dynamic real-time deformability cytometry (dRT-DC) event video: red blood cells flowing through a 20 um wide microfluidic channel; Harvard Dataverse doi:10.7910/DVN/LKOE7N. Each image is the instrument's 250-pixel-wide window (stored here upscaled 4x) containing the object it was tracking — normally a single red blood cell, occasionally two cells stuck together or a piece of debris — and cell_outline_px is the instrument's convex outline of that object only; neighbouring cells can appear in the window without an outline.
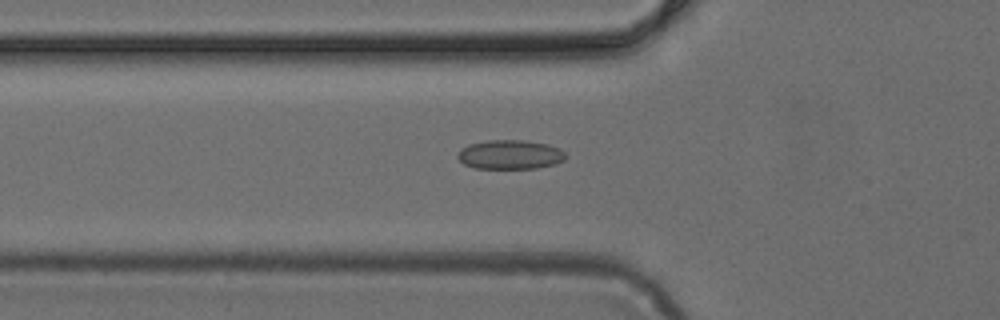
{"species": "common noctule bat (a hibernating species)", "species_latin": "Nyctalus noctula", "temperature_condition": "cold", "stored_images_in_passage": 43, "camera_frame_rate_fps": 3000, "um_per_image_px": 0.085, "animal": {"sex": "female", "body_mass_g": 24.6, "forearm_length_mm": 56.2}, "frame": {"image": 1, "passage_image": 11, "time_ms": 3.333, "image_size_px": [1000, 320], "cell_outline_px": [[564, 160], [556, 164], [536, 168], [476, 168], [464, 164], [456, 156], [460, 148], [468, 144], [488, 140], [524, 140], [548, 144], [560, 148], [564, 152]], "centroid_in_image_um": [43.34, 13.13], "position_along_channel_um": 82.5, "area_um2": 18.44}}
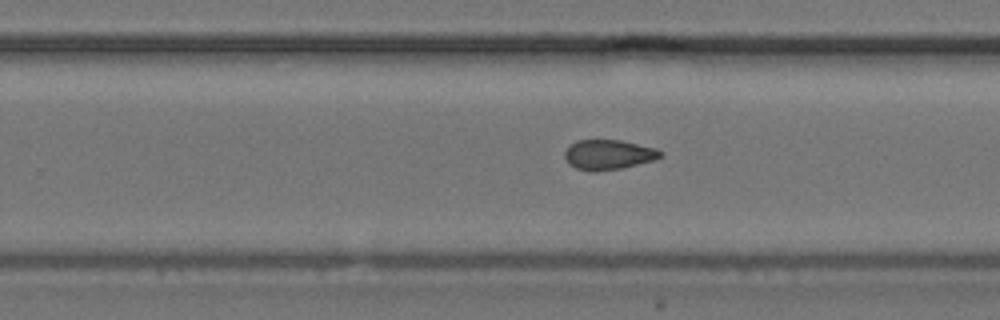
{"frame": {"image": 2, "passage_image": 25, "time_ms": 8.0, "image_size_px": [1000, 320], "cell_outline_px": [[664, 156], [656, 160], [620, 168], [596, 172], [592, 172], [576, 168], [568, 164], [564, 156], [564, 152], [576, 140], [620, 140], [656, 148], [664, 152]], "centroid_in_image_um": [51.75, 13.15], "position_along_channel_um": 278.1, "area_um2": 16.82}}
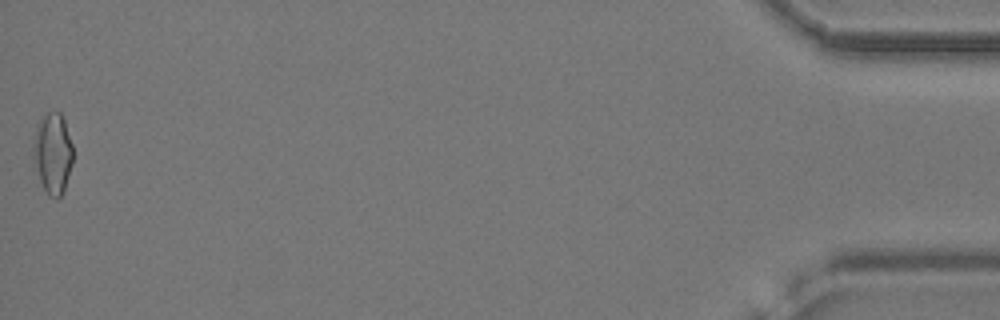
{"frame": {"image": 3, "passage_image": 43, "time_ms": 14.0, "image_size_px": [1000, 320], "cell_outline_px": [[72, 164], [64, 192], [56, 200], [48, 196], [32, 168], [32, 148], [36, 124], [40, 116], [48, 112], [60, 112], [64, 120], [72, 144]], "centroid_in_image_um": [4.43, 13.06], "position_along_channel_um": 430.8, "area_um2": 19.42}}